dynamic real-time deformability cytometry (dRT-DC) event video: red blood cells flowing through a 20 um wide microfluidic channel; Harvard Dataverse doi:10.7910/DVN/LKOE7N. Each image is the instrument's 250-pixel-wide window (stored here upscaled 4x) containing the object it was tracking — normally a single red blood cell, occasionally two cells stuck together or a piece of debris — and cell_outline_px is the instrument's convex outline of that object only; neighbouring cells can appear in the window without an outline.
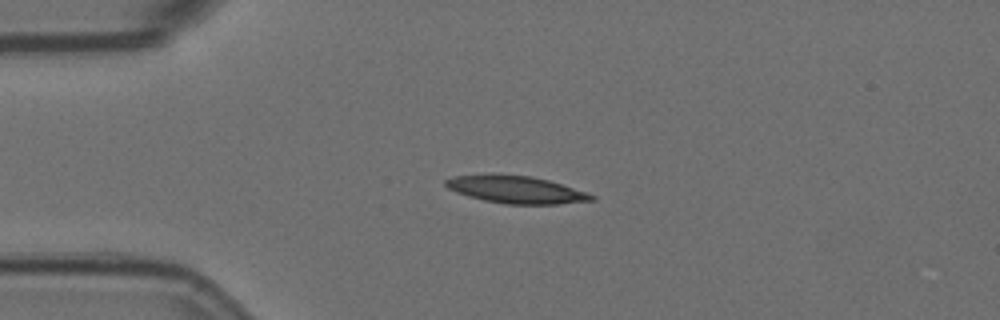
{"species": "Egyptian fruit bat (a non-hibernating species)", "species_latin": "Rousettus aegyptiacus", "temperature_condition": "room temperature", "stored_images_in_passage": 5, "camera_frame_rate_fps": 3000, "um_per_image_px": 0.085, "animal": {"sex": "female"}, "frame": {"image": 1, "passage_image": 3, "time_ms": 0.667, "image_size_px": [1000, 320], "cell_outline_px": [[596, 200], [556, 204], [504, 204], [484, 200], [468, 196], [456, 192], [448, 188], [444, 184], [444, 180], [452, 176], [492, 172], [532, 176], [548, 180], [588, 192], [596, 196]], "centroid_in_image_um": [43.82, 16.08], "position_along_channel_um": 41.2, "area_um2": 23.87}}
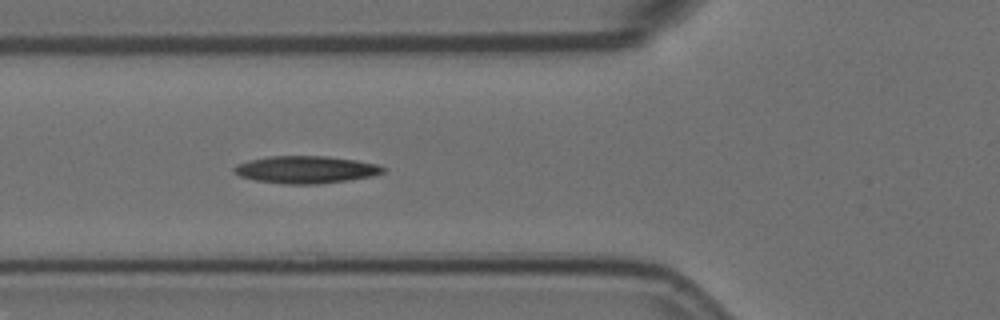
{"frame": {"image": 2, "passage_image": 5, "time_ms": 1.333, "image_size_px": [1000, 320], "cell_outline_px": [[388, 168], [384, 172], [372, 176], [348, 180], [316, 184], [284, 184], [256, 180], [240, 176], [232, 172], [232, 168], [236, 164], [248, 160], [268, 156], [328, 156], [356, 160], [380, 164]], "centroid_in_image_um": [26.01, 14.41], "position_along_channel_um": 99.8, "area_um2": 23.99}}